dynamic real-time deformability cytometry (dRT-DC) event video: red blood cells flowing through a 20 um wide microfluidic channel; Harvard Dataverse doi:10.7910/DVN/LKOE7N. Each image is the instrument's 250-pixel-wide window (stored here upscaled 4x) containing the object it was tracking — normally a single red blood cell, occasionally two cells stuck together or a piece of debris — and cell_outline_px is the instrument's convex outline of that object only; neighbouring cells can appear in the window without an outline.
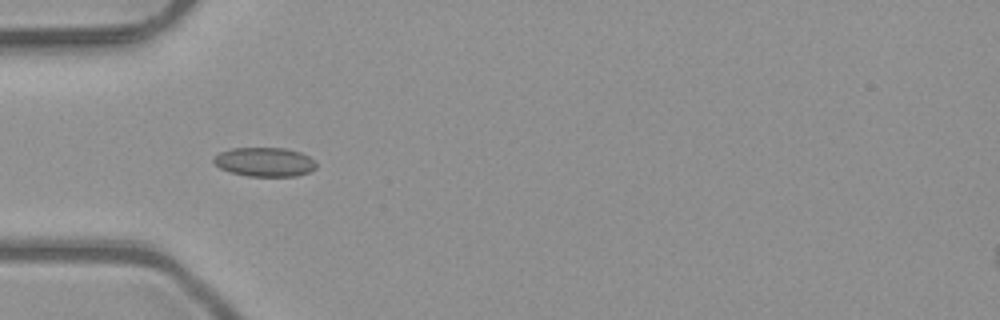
{"species": "common noctule bat (a hibernating species)", "species_latin": "Nyctalus noctula", "temperature_condition": "room temperature", "stored_images_in_passage": 6, "camera_frame_rate_fps": 3000, "um_per_image_px": 0.085, "animal": {"sex": "male", "body_mass_g": 23.1, "forearm_length_mm": 52.7}, "frame": {"image": 1, "passage_image": 4, "time_ms": 1.0, "image_size_px": [1000, 320], "cell_outline_px": [[316, 168], [308, 172], [296, 176], [248, 176], [232, 172], [220, 168], [212, 160], [220, 152], [232, 148], [288, 148], [300, 152], [308, 156], [316, 164]], "centroid_in_image_um": [22.5, 13.76], "position_along_channel_um": 62.5, "area_um2": 17.22}}
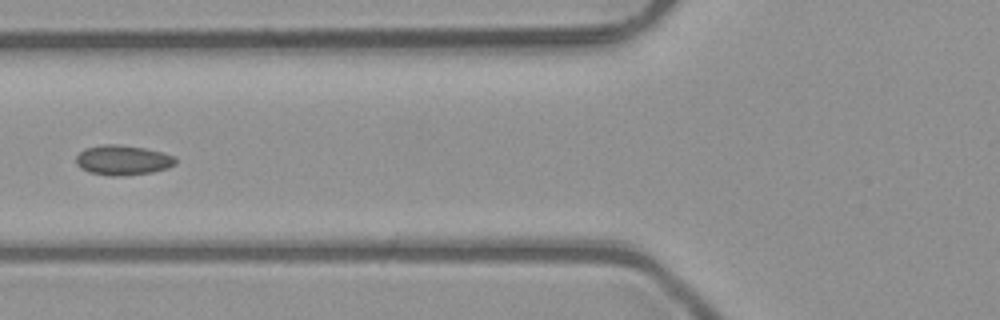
{"frame": {"image": 2, "passage_image": 5, "time_ms": 1.333, "image_size_px": [1000, 320], "cell_outline_px": [[176, 164], [168, 168], [152, 172], [124, 176], [108, 176], [88, 172], [80, 168], [76, 164], [76, 156], [84, 148], [104, 144], [120, 144], [144, 148], [176, 156]], "centroid_in_image_um": [10.42, 13.62], "position_along_channel_um": 115.4, "area_um2": 17.57}}
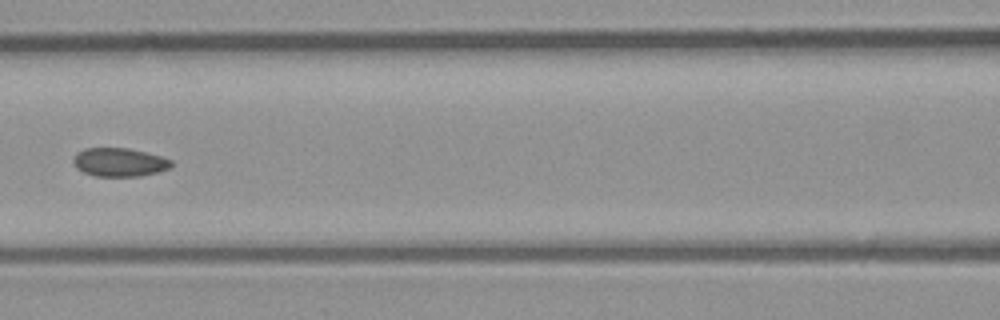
{"frame": {"image": 3, "passage_image": 6, "time_ms": 1.667, "image_size_px": [1000, 320], "cell_outline_px": [[172, 164], [168, 168], [160, 172], [140, 176], [96, 176], [84, 172], [76, 168], [72, 160], [76, 152], [84, 148], [128, 148], [160, 156], [172, 160]], "centroid_in_image_um": [10.12, 13.79], "position_along_channel_um": 156.5, "area_um2": 16.3}}